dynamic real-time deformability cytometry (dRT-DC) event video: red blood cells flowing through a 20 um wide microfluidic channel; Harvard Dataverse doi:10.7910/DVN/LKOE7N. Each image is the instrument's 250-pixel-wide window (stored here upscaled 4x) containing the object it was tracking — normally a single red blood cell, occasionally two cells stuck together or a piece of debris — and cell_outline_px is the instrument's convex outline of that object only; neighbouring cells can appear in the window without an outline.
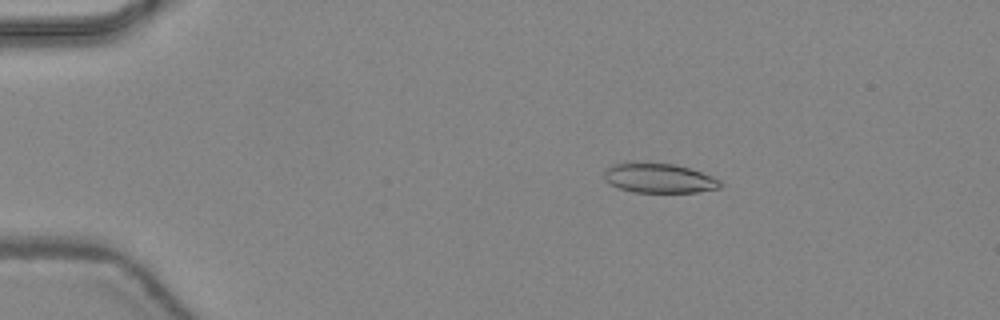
{"species": "common noctule bat (a hibernating species)", "species_latin": "Nyctalus noctula", "temperature_condition": "warm", "stored_images_in_passage": 47, "camera_frame_rate_fps": 3000, "um_per_image_px": 0.085, "animal": {"sex": "female", "body_mass_g": 24.6, "forearm_length_mm": 56.2}, "frame": {"image": 1, "passage_image": 9, "time_ms": 2.667, "image_size_px": [1000, 320], "cell_outline_px": [[724, 184], [720, 188], [696, 192], [632, 192], [608, 184], [604, 180], [604, 168], [612, 164], [628, 160], [636, 160], [672, 164], [688, 168], [712, 176], [720, 180]], "centroid_in_image_um": [55.93, 15.11], "position_along_channel_um": 29.1, "area_um2": 20.69}}
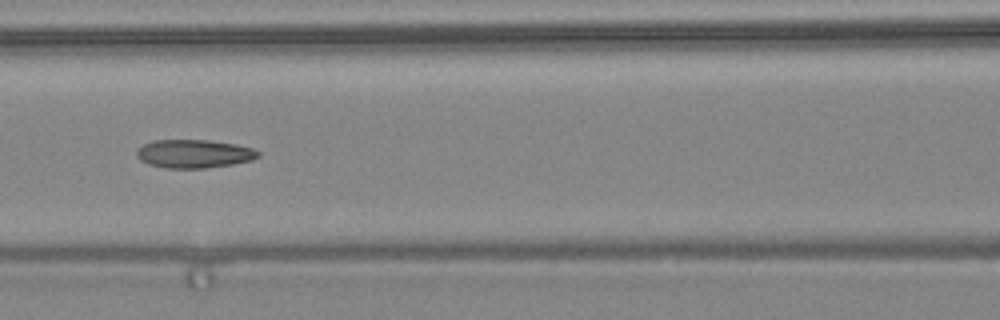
{"frame": {"image": 2, "passage_image": 22, "time_ms": 7.0, "image_size_px": [1000, 320], "cell_outline_px": [[260, 156], [252, 160], [232, 164], [204, 168], [164, 168], [148, 164], [140, 160], [136, 156], [136, 152], [144, 144], [152, 140], [208, 140], [236, 144], [252, 148], [260, 152]], "centroid_in_image_um": [16.49, 13.07], "position_along_channel_um": 150.1, "area_um2": 20.11}}
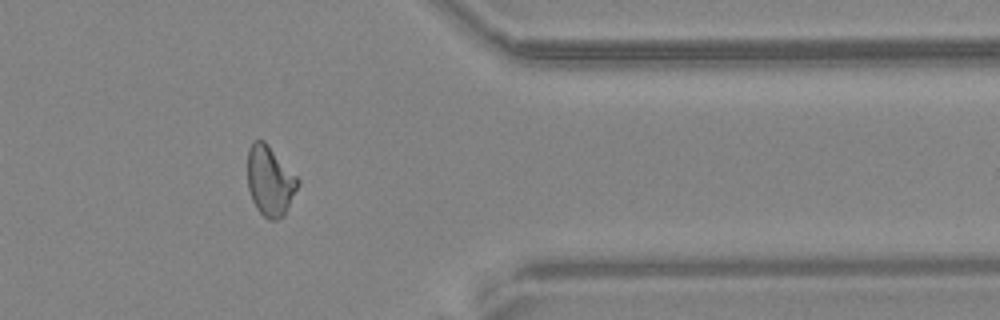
{"frame": {"image": 3, "passage_image": 39, "time_ms": 12.667, "image_size_px": [1000, 320], "cell_outline_px": [[300, 184], [284, 216], [276, 220], [268, 220], [256, 208], [252, 200], [248, 188], [248, 148], [252, 140], [264, 140], [268, 144], [300, 180]], "centroid_in_image_um": [22.95, 15.38], "position_along_channel_um": 388.4, "area_um2": 20.63}, "authors_computed_cell_mechanics": {"area_um2": 20.6924, "velocity_mm_per_s": 4.4537, "shape_relaxation_time_tau1_ms": 10.7684, "shape_relaxation_time_tau2_ms": 3.4988, "deformation_change_tau1": 0.2444, "deformation_change_tau2": 0.1089}}